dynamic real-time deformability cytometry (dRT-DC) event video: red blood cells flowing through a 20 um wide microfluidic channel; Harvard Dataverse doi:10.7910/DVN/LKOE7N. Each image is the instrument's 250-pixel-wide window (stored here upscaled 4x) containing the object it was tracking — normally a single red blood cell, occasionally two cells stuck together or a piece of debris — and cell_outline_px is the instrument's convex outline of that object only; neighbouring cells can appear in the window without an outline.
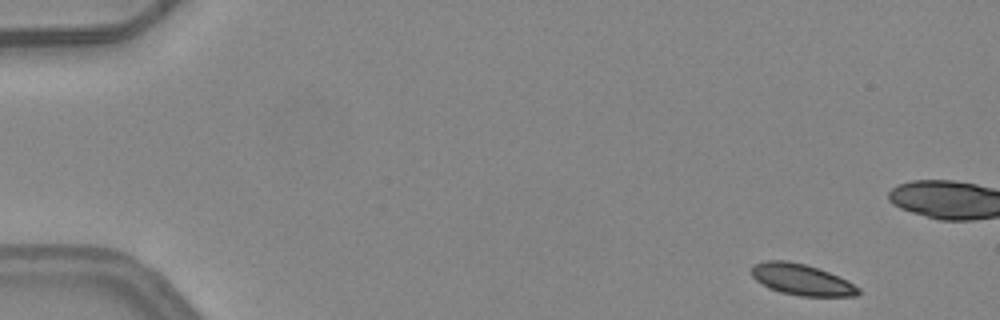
{"species": "common noctule bat (a hibernating species)", "species_latin": "Nyctalus noctula", "temperature_condition": "warm", "stored_images_in_passage": 4, "camera_frame_rate_fps": 3000, "um_per_image_px": 0.085, "animal": {"sex": "female", "body_mass_g": 24.6, "forearm_length_mm": 56.2}, "frame": {"image": 1, "passage_image": 1, "time_ms": 0.0, "image_size_px": [1000, 320], "cell_outline_px": [[860, 292], [856, 296], [800, 296], [780, 292], [768, 288], [756, 280], [752, 276], [752, 264], [764, 260], [788, 260], [804, 264], [840, 276], [848, 280], [860, 288]], "centroid_in_image_um": [68.13, 23.76], "position_along_channel_um": 16.9, "area_um2": 19.54}}